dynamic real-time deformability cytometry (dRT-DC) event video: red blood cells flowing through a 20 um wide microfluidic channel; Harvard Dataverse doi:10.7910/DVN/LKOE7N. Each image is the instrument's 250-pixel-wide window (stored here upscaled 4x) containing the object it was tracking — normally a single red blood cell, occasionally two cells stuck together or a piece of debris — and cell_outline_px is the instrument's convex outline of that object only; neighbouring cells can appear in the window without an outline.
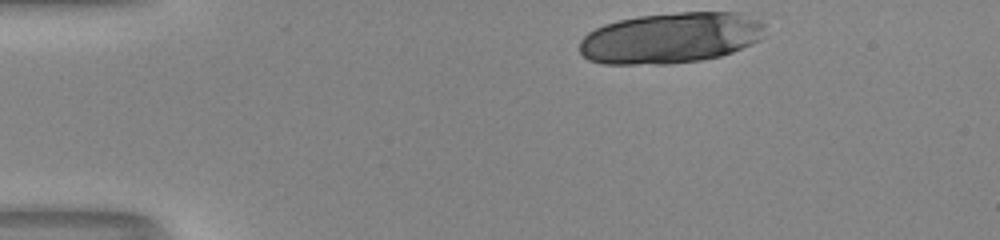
{"species": "human", "species_latin": "Homo sapiens", "temperature_condition": "room temperature", "stored_images_in_passage": 36, "camera_frame_rate_fps": 3000, "um_per_image_px": 0.085, "donor": {"sex": "male"}, "frame": {"image": 1, "passage_image": 1, "time_ms": 0.0, "image_size_px": [1000, 240], "cell_outline_px": [[768, 24], [760, 40], [752, 44], [732, 52], [720, 56], [700, 60], [672, 64], [604, 64], [588, 60], [580, 52], [580, 40], [588, 32], [604, 24], [620, 20], [640, 16], [680, 12], [740, 12]], "centroid_in_image_um": [57.04, 3.22], "position_along_channel_um": 28.0, "area_um2": 55.31}}
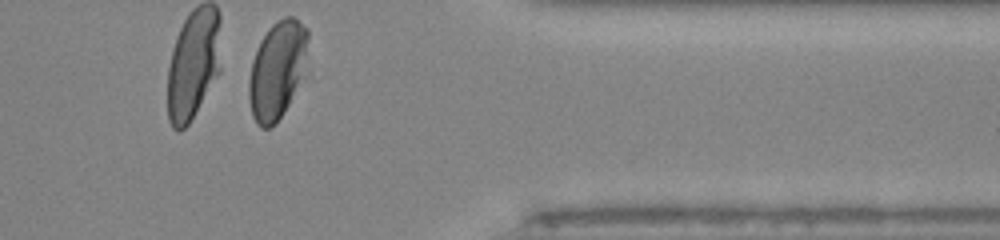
{"frame": {"image": 2, "passage_image": 36, "time_ms": 11.667, "image_size_px": [1000, 240], "cell_outline_px": [[308, 76], [276, 124], [268, 128], [260, 128], [256, 124], [252, 116], [248, 96], [248, 80], [252, 60], [260, 40], [268, 28], [276, 20], [284, 16], [292, 16], [308, 28]], "centroid_in_image_um": [23.62, 5.97], "position_along_channel_um": 387.8, "area_um2": 35.2}, "authors_computed_cell_mechanics": {"area_um2": 38.0324, "velocity_mm_per_s": 3.9781, "shape_relaxation_time_tau1_ms": 6.0695, "shape_relaxation_time_tau2_ms": 0.8731, "deformation_change_tau1": 0.2316, "deformation_change_tau2": 0.0561}}